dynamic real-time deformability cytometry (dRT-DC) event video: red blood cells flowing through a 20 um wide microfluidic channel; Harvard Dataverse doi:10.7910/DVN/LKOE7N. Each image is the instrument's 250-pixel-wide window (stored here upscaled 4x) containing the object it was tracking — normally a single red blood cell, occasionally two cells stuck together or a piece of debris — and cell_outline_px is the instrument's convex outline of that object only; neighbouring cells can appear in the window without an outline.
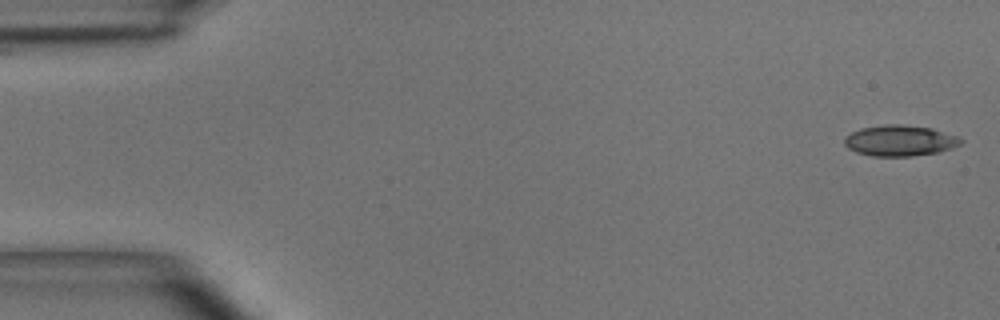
{"species": "common noctule bat (a hibernating species)", "species_latin": "Nyctalus noctula", "temperature_condition": "room temperature", "stored_images_in_passage": 49, "camera_frame_rate_fps": 3000, "um_per_image_px": 0.085, "animal": {"sex": "male", "body_mass_g": 15.6}, "frame": {"image": 1, "passage_image": 1, "time_ms": 0.0, "image_size_px": [1000, 320], "cell_outline_px": [[964, 140], [960, 144], [952, 148], [940, 152], [912, 156], [872, 156], [856, 152], [848, 148], [844, 144], [844, 136], [860, 128], [884, 124], [904, 124], [932, 128], [956, 136]], "centroid_in_image_um": [76.47, 11.95], "position_along_channel_um": 8.5, "area_um2": 21.1}}
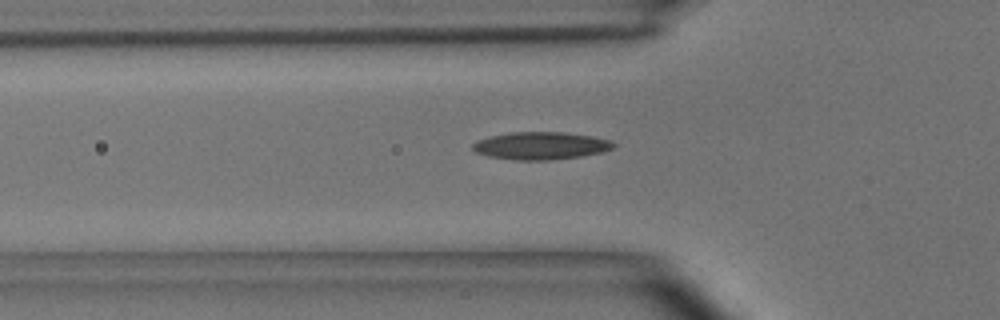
{"frame": {"image": 2, "passage_image": 16, "time_ms": 5.0, "image_size_px": [1000, 320], "cell_outline_px": [[616, 144], [612, 148], [600, 152], [580, 156], [548, 160], [516, 160], [488, 156], [476, 152], [472, 148], [472, 144], [476, 140], [488, 136], [512, 132], [564, 132], [592, 136], [612, 140]], "centroid_in_image_um": [45.94, 12.37], "position_along_channel_um": 79.9, "area_um2": 22.6}}
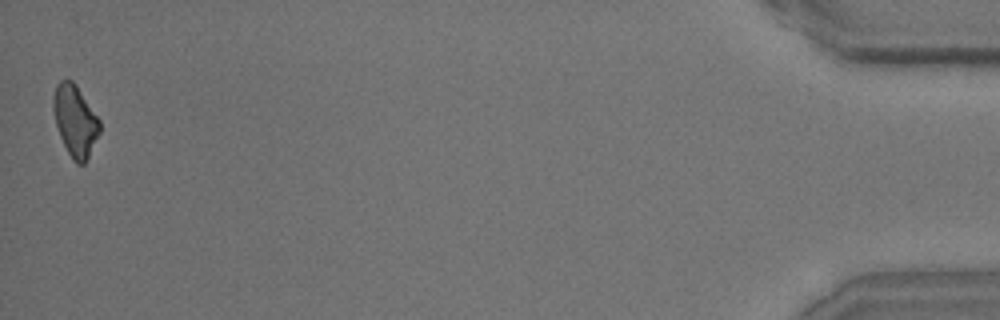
{"frame": {"image": 3, "passage_image": 49, "time_ms": 16.0, "image_size_px": [1000, 320], "cell_outline_px": [[100, 132], [84, 164], [76, 164], [72, 160], [60, 136], [56, 124], [52, 108], [52, 96], [56, 84], [60, 80], [72, 80], [76, 84], [100, 120]], "centroid_in_image_um": [6.37, 10.24], "position_along_channel_um": 428.8, "area_um2": 19.25}, "authors_computed_cell_mechanics": {"area_um2": 20.519, "velocity_mm_per_s": 3.9922, "shape_relaxation_time_tau1_ms": 5.8159, "shape_relaxation_time_tau2_ms": 3.5835, "deformation_change_tau1": 0.173, "deformation_change_tau2": 0.1231}}